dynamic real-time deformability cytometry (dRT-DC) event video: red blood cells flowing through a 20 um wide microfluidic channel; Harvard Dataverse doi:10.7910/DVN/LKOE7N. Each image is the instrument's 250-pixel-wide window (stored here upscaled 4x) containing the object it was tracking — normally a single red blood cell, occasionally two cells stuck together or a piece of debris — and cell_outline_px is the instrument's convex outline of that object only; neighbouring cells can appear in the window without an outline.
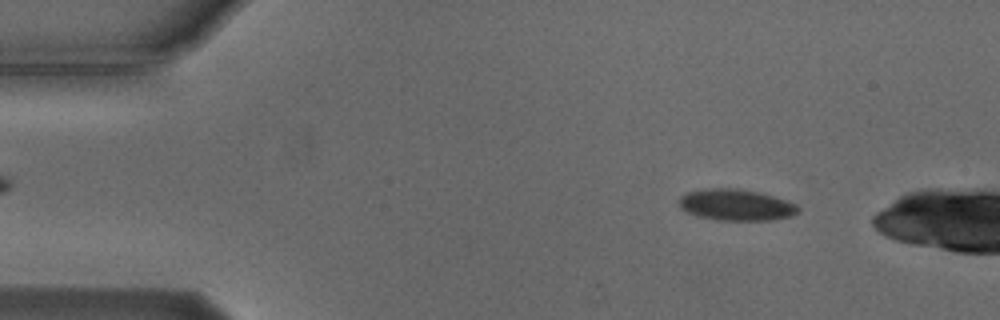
{"species": "Egyptian fruit bat (a non-hibernating species)", "species_latin": "Rousettus aegyptiacus", "temperature_condition": "cold", "stored_images_in_passage": 9, "camera_frame_rate_fps": 3000, "um_per_image_px": 0.085, "animal": {"sex": "male"}, "frame": {"image": 1, "passage_image": 3, "time_ms": 0.667, "image_size_px": [1000, 320], "cell_outline_px": [[800, 212], [792, 216], [768, 220], [720, 220], [700, 216], [688, 212], [680, 208], [676, 200], [680, 196], [688, 192], [704, 188], [740, 188], [760, 192], [796, 204], [800, 208]], "centroid_in_image_um": [62.55, 17.4], "position_along_channel_um": 22.5, "area_um2": 21.85}}